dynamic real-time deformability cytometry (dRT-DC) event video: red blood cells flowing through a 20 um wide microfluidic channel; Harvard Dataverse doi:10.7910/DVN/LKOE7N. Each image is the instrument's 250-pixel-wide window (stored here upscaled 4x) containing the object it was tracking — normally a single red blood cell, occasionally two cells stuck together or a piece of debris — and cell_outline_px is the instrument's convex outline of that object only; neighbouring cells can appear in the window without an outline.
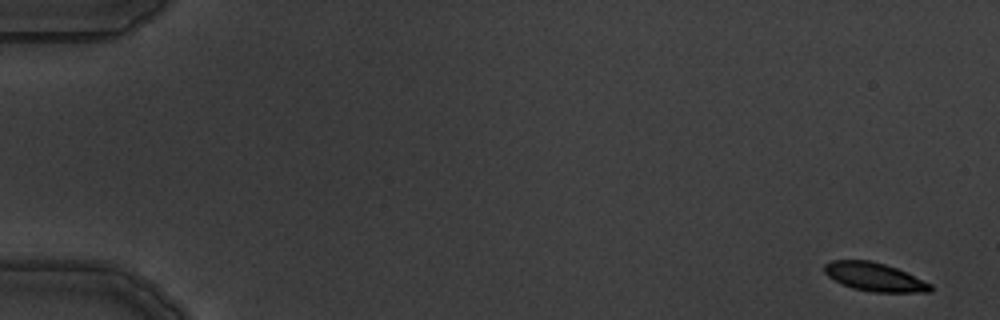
{"species": "common noctule bat (a hibernating species)", "species_latin": "Nyctalus noctula", "temperature_condition": "warm", "stored_images_in_passage": 10, "camera_frame_rate_fps": 3000, "um_per_image_px": 0.085, "animal": {"sex": "male", "body_mass_g": 19.5, "forearm_length_mm": 54.6}, "frame": {"image": 1, "passage_image": 1, "time_ms": 0.0, "image_size_px": [1000, 320], "cell_outline_px": [[932, 292], [872, 292], [852, 288], [840, 284], [828, 276], [824, 272], [824, 264], [832, 260], [868, 260], [884, 264], [896, 268], [932, 284]], "centroid_in_image_um": [74.31, 23.55], "position_along_channel_um": 10.7, "area_um2": 17.57}}
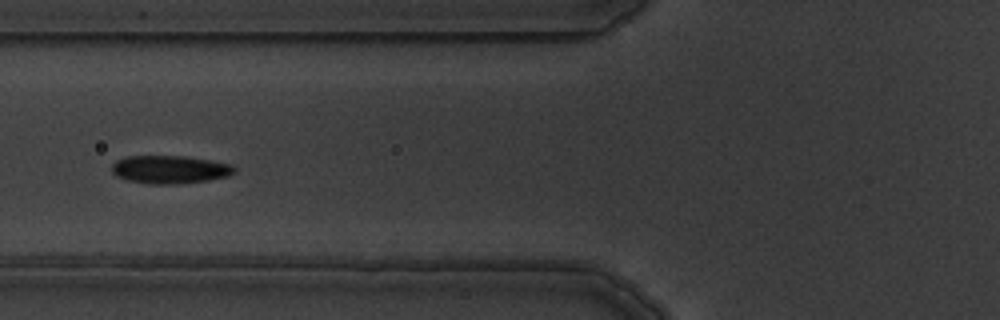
{"frame": {"image": 2, "passage_image": 6, "time_ms": 6.667, "image_size_px": [1000, 320], "cell_outline_px": [[236, 172], [228, 176], [208, 180], [180, 184], [148, 184], [128, 180], [116, 176], [112, 172], [112, 164], [116, 160], [128, 156], [184, 156], [232, 164], [236, 168]], "centroid_in_image_um": [14.44, 14.41], "position_along_channel_um": 111.4, "area_um2": 20.11}}
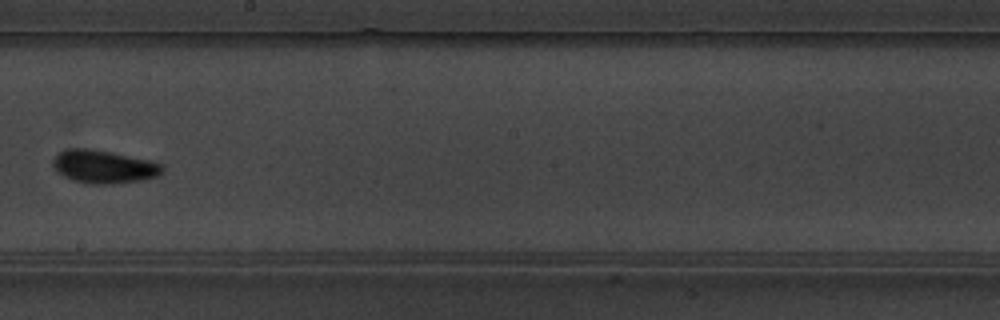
{"frame": {"image": 3, "passage_image": 9, "time_ms": 10.0, "image_size_px": [1000, 320], "cell_outline_px": [[164, 172], [160, 176], [144, 180], [112, 184], [92, 184], [72, 180], [56, 172], [52, 164], [52, 160], [60, 152], [68, 148], [84, 148], [108, 152], [152, 160], [164, 164]], "centroid_in_image_um": [8.87, 14.18], "position_along_channel_um": 239.3, "area_um2": 21.33}}